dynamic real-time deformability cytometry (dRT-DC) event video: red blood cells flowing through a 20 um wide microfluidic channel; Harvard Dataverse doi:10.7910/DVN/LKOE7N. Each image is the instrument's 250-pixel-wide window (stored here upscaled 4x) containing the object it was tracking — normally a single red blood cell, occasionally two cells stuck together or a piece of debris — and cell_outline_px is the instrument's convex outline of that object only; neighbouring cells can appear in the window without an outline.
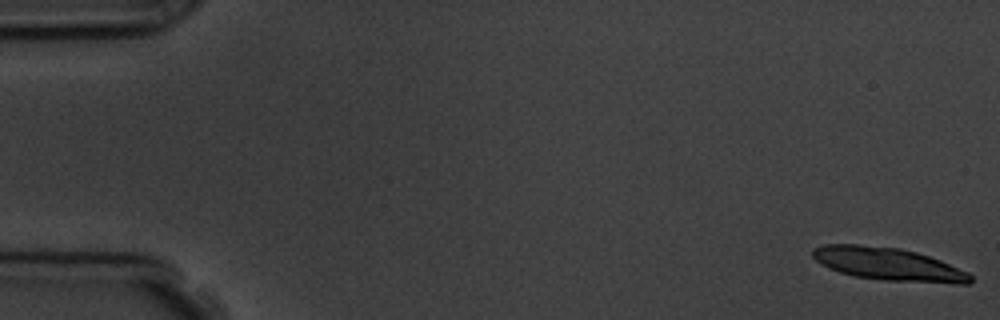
{"species": "common noctule bat (a hibernating species)", "species_latin": "Nyctalus noctula", "temperature_condition": "room temperature", "stored_images_in_passage": 9, "segment_of_instrument_passage": [1, 2], "camera_frame_rate_fps": 3000, "um_per_image_px": 0.085, "animal": {"sex": "male", "body_mass_g": 19.5, "forearm_length_mm": 54.6}, "frame": {"image": 1, "passage_image": 1, "time_ms": 0.0, "image_size_px": [1000, 320], "cell_outline_px": [[972, 280], [968, 284], [960, 284], [884, 280], [856, 276], [840, 272], [828, 268], [816, 260], [812, 256], [812, 248], [824, 244], [860, 244], [900, 248], [916, 252], [940, 260], [968, 272], [972, 276]], "centroid_in_image_um": [75.5, 22.44], "position_along_channel_um": 9.5, "area_um2": 30.17}}